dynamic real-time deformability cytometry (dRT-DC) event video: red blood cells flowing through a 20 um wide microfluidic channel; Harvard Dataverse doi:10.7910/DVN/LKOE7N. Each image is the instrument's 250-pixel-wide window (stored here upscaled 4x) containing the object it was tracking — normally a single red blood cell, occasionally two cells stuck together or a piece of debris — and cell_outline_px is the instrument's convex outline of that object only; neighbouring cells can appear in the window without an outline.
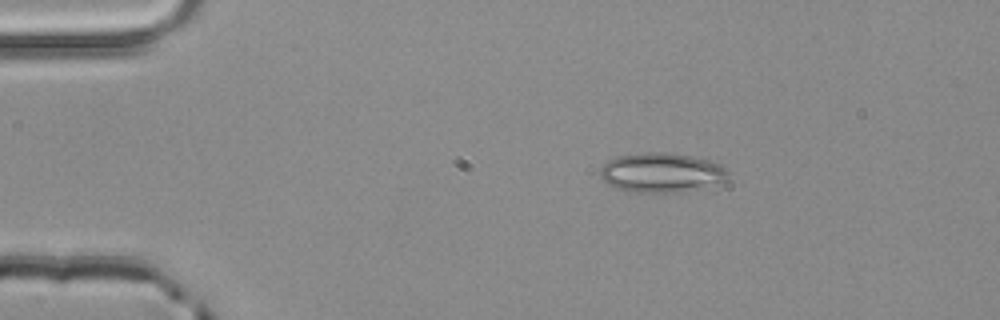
{"species": "common noctule bat (a hibernating species)", "species_latin": "Nyctalus noctula", "temperature_condition": "room temperature", "stored_images_in_passage": 2, "camera_frame_rate_fps": 3000, "um_per_image_px": 0.085, "animal": {"sex": "male", "body_mass_g": 20.4}, "frame": {"image": 1, "passage_image": 1, "time_ms": 0.0, "image_size_px": [1000, 320], "cell_outline_px": [[728, 176], [724, 180], [676, 192], [636, 192], [616, 188], [600, 180], [600, 168], [608, 160], [616, 156], [644, 152], [668, 152], [692, 156], [712, 160], [720, 164], [728, 172]], "centroid_in_image_um": [56.14, 14.64], "position_along_channel_um": 28.9, "area_um2": 29.13}}